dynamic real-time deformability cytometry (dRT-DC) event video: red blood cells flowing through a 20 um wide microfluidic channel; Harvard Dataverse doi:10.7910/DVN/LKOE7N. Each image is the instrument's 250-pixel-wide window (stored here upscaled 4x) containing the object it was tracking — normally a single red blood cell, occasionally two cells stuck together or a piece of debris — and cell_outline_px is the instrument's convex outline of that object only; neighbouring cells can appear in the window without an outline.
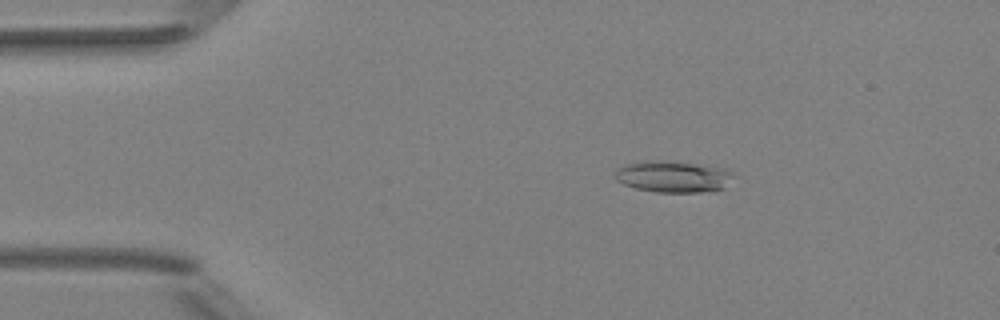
{"species": "Egyptian fruit bat (a non-hibernating species)", "species_latin": "Rousettus aegyptiacus", "temperature_condition": "room temperature", "stored_images_in_passage": 9, "camera_frame_rate_fps": 3000, "um_per_image_px": 0.085, "animal": {"sex": "female"}, "frame": {"image": 1, "passage_image": 3, "time_ms": 2.333, "image_size_px": [1000, 320], "cell_outline_px": [[740, 176], [724, 188], [700, 192], [656, 192], [636, 188], [624, 184], [616, 180], [616, 168], [624, 164], [644, 160], [664, 160], [720, 168], [732, 172]], "centroid_in_image_um": [57.24, 15.01], "position_along_channel_um": 27.8, "area_um2": 21.85}}
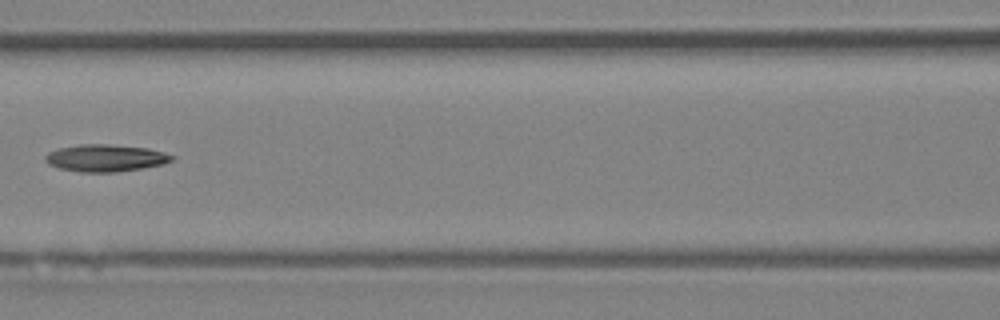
{"frame": {"image": 2, "passage_image": 7, "time_ms": 7.0, "image_size_px": [1000, 320], "cell_outline_px": [[176, 156], [172, 160], [164, 164], [116, 172], [80, 172], [60, 168], [48, 164], [44, 160], [44, 156], [48, 152], [60, 148], [80, 144], [108, 144], [148, 148], [164, 152]], "centroid_in_image_um": [8.97, 13.43], "position_along_channel_um": 157.6, "area_um2": 20.0}}
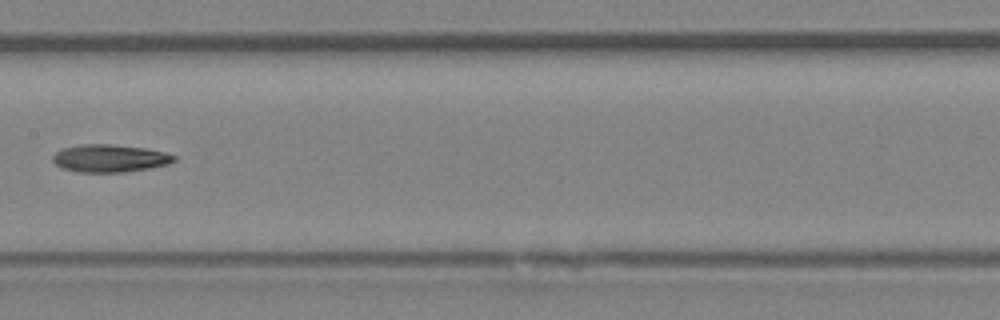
{"frame": {"image": 3, "passage_image": 8, "time_ms": 8.0, "image_size_px": [1000, 320], "cell_outline_px": [[176, 160], [168, 164], [148, 168], [124, 172], [80, 172], [60, 168], [52, 160], [52, 156], [56, 152], [64, 148], [80, 144], [112, 144], [148, 148], [164, 152], [176, 156]], "centroid_in_image_um": [9.32, 13.45], "position_along_channel_um": 198.1, "area_um2": 19.59}}